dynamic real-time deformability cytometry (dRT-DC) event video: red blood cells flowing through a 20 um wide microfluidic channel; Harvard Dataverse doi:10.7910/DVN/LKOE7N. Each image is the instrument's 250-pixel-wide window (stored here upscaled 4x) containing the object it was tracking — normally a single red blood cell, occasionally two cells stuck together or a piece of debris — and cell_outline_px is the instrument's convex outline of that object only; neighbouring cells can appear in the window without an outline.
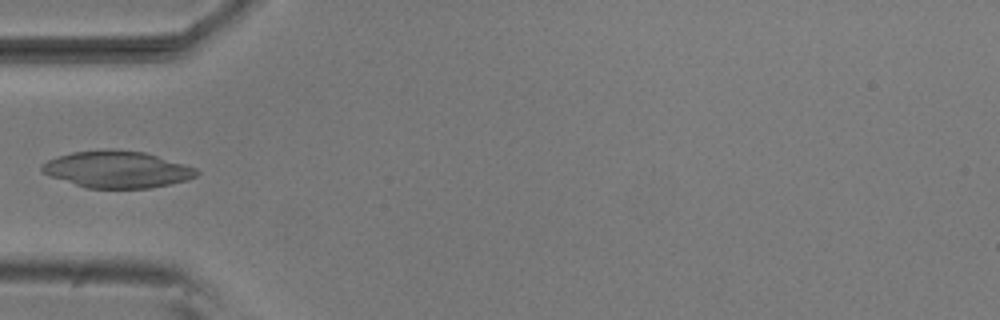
{"species": "common noctule bat (a hibernating species)", "species_latin": "Nyctalus noctula", "temperature_condition": "room temperature", "stored_images_in_passage": 5, "camera_frame_rate_fps": 3000, "um_per_image_px": 0.085, "animal": {"sex": "male", "body_mass_g": 20.5, "forearm_length_mm": 52.5}, "frame": {"image": 1, "passage_image": 5, "time_ms": 1.333, "image_size_px": [1000, 320], "cell_outline_px": [[200, 172], [196, 176], [188, 180], [152, 188], [88, 188], [52, 176], [44, 172], [40, 168], [40, 164], [48, 160], [72, 152], [104, 148], [112, 148], [144, 152], [184, 164], [196, 168]], "centroid_in_image_um": [9.98, 14.38], "position_along_channel_um": 75.0, "area_um2": 33.12}}